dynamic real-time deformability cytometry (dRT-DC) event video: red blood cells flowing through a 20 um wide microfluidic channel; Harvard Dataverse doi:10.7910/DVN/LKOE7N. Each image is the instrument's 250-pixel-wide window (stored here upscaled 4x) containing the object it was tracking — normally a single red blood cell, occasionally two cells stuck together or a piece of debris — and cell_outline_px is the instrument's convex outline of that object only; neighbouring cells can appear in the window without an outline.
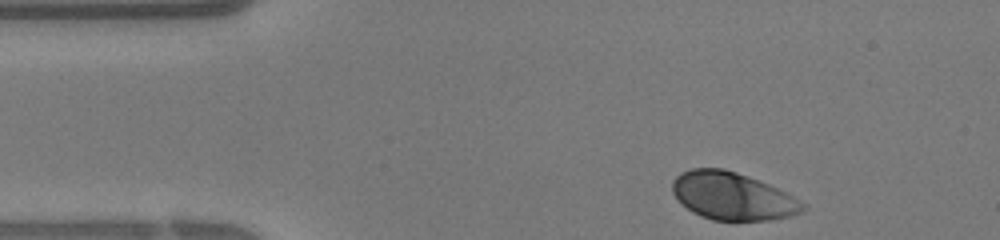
{"species": "human", "species_latin": "Homo sapiens", "temperature_condition": "warm", "stored_images_in_passage": 27, "camera_frame_rate_fps": 3000, "um_per_image_px": 0.085, "donor": {"sex": "female"}, "frame": {"image": 1, "passage_image": 1, "time_ms": 0.0, "image_size_px": [1000, 240], "cell_outline_px": [[808, 208], [800, 212], [788, 216], [768, 220], [712, 220], [700, 216], [692, 212], [672, 192], [672, 180], [680, 172], [692, 168], [724, 168], [748, 176], [768, 184], [792, 196], [804, 204]], "centroid_in_image_um": [62.22, 16.66], "position_along_channel_um": 22.8, "area_um2": 35.84}}
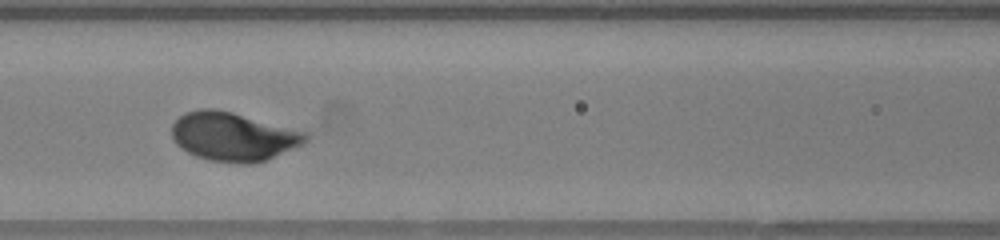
{"frame": {"image": 2, "passage_image": 12, "time_ms": 3.667, "image_size_px": [1000, 240], "cell_outline_px": [[312, 136], [304, 144], [268, 160], [256, 164], [240, 164], [208, 160], [196, 156], [188, 152], [176, 144], [172, 136], [172, 124], [184, 112], [200, 108], [212, 108], [232, 112], [308, 132]], "centroid_in_image_um": [19.87, 11.62], "position_along_channel_um": 146.7, "area_um2": 38.49}}
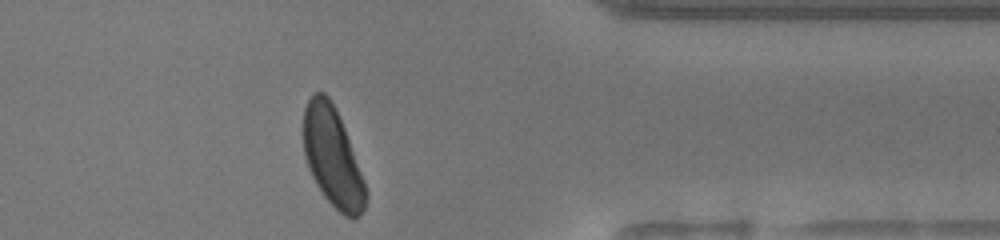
{"frame": {"image": 3, "passage_image": 27, "time_ms": 8.667, "image_size_px": [1000, 240], "cell_outline_px": [[368, 196], [364, 208], [356, 220], [352, 220], [344, 216], [324, 196], [316, 184], [308, 168], [304, 156], [304, 108], [312, 92], [324, 92], [328, 96], [336, 108], [344, 128], [364, 180], [368, 192]], "centroid_in_image_um": [28.27, 13.37], "position_along_channel_um": 383.1, "area_um2": 35.95}}